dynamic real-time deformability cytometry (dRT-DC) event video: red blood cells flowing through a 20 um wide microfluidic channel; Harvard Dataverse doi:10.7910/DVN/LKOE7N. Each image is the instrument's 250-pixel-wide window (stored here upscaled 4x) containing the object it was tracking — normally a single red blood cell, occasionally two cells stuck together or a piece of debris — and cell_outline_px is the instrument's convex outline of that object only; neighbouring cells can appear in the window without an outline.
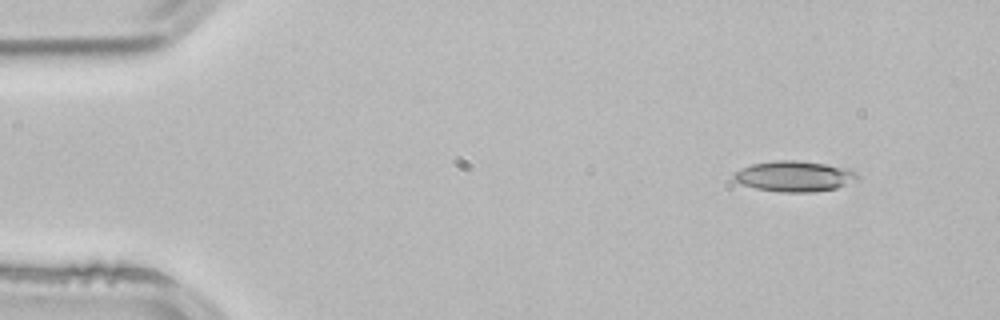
{"species": "common noctule bat (a hibernating species)", "species_latin": "Nyctalus noctula", "temperature_condition": "room temperature", "stored_images_in_passage": 4, "segment_of_instrument_passage": [2, 2], "camera_frame_rate_fps": 3000, "um_per_image_px": 0.085, "animal": {"sex": "male", "body_mass_g": 21.5, "forearm_length_mm": 52.0}, "frame": {"image": 1, "passage_image": 4, "time_ms": 1.0, "image_size_px": [1000, 320], "cell_outline_px": [[860, 176], [856, 180], [836, 188], [812, 192], [780, 192], [756, 188], [744, 184], [736, 180], [732, 176], [732, 172], [740, 168], [752, 164], [776, 160], [796, 160], [824, 164], [848, 168], [856, 172]], "centroid_in_image_um": [67.52, 14.97], "position_along_channel_um": 17.5, "area_um2": 21.96}}